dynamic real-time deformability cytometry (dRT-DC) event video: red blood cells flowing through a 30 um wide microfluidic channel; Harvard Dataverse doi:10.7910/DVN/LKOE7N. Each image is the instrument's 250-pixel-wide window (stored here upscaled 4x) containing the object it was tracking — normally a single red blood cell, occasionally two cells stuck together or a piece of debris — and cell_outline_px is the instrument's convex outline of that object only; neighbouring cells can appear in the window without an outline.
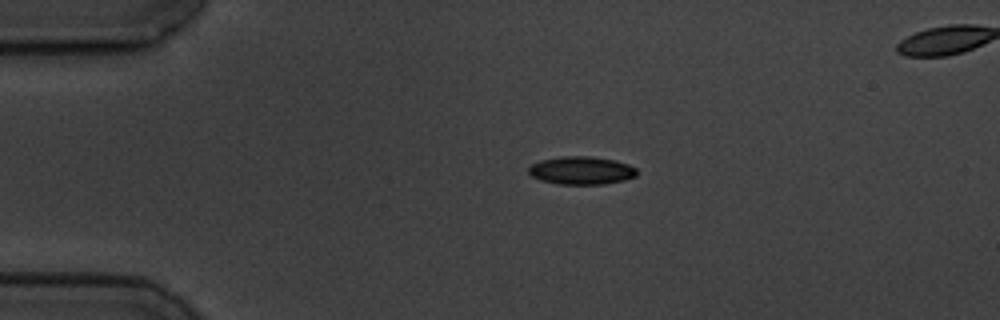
{"species": "common noctule bat (a hibernating species)", "species_latin": "Nyctalus noctula", "temperature_condition": "cold", "stored_images_in_passage": 3, "camera_frame_rate_fps": 3000, "um_per_image_px": 0.085, "animal": {"sex": "male", "body_mass_g": 19.5, "forearm_length_mm": 54.6}, "frame": {"image": 1, "passage_image": 1, "time_ms": 0.0, "image_size_px": [1000, 320], "cell_outline_px": [[636, 176], [624, 180], [604, 184], [560, 184], [540, 180], [532, 176], [528, 172], [528, 168], [532, 164], [540, 160], [560, 156], [592, 156], [616, 160], [628, 164], [636, 168]], "centroid_in_image_um": [49.41, 14.48], "position_along_channel_um": 35.6, "area_um2": 17.74}}